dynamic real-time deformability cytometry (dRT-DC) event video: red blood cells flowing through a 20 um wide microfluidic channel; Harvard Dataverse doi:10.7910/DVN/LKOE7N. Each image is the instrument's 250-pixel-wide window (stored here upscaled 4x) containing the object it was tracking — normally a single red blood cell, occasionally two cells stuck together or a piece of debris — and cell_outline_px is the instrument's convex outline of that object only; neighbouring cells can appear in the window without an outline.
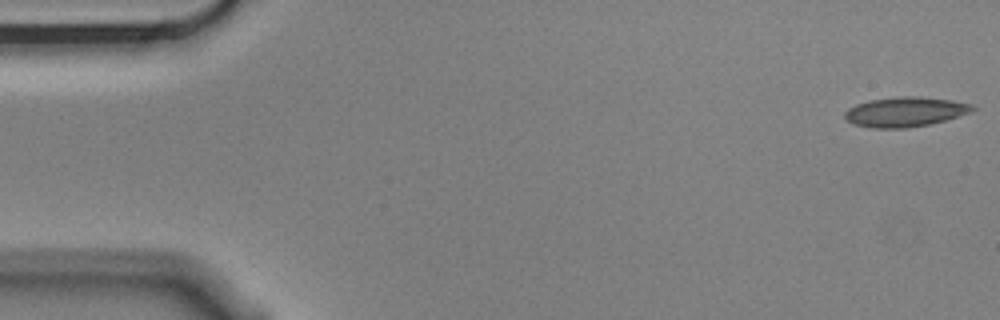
{"species": "Egyptian fruit bat (a non-hibernating species)", "species_latin": "Rousettus aegyptiacus", "temperature_condition": "cold", "stored_images_in_passage": 5, "camera_frame_rate_fps": 3000, "um_per_image_px": 0.085, "animal": {"sex": "male"}, "frame": {"image": 1, "passage_image": 1, "time_ms": 0.0, "image_size_px": [1000, 320], "cell_outline_px": [[976, 108], [972, 112], [944, 120], [928, 124], [908, 128], [872, 128], [852, 124], [844, 116], [844, 112], [848, 108], [856, 104], [868, 100], [896, 96], [920, 96], [952, 100], [972, 104]], "centroid_in_image_um": [76.92, 9.5], "position_along_channel_um": 8.1, "area_um2": 22.31}}
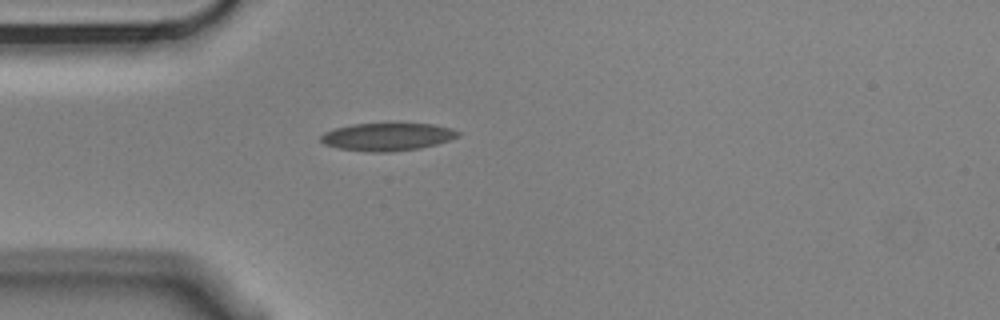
{"frame": {"image": 2, "passage_image": 5, "time_ms": 1.333, "image_size_px": [1000, 320], "cell_outline_px": [[460, 136], [436, 144], [420, 148], [388, 152], [372, 152], [340, 148], [324, 144], [320, 140], [320, 136], [324, 132], [336, 128], [352, 124], [432, 124], [452, 128], [460, 132]], "centroid_in_image_um": [32.93, 11.63], "position_along_channel_um": 52.1, "area_um2": 21.96}}